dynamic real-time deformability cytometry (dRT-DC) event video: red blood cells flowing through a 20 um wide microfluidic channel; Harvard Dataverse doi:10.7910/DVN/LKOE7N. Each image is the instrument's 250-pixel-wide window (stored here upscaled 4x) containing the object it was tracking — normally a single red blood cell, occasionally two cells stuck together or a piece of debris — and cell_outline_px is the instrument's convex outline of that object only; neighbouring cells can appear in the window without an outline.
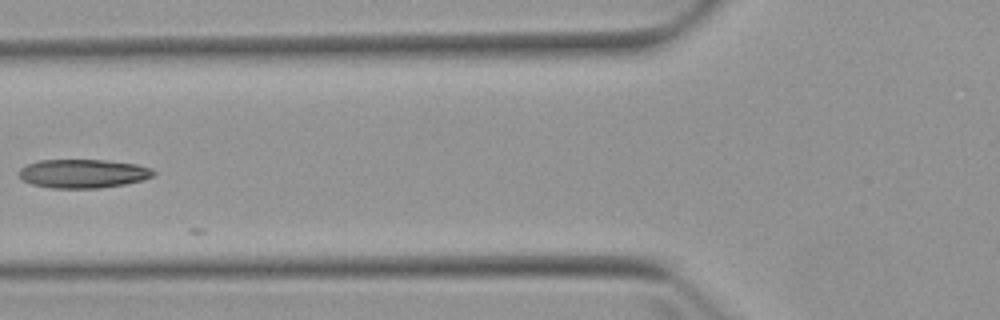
{"species": "Egyptian fruit bat (a non-hibernating species)", "species_latin": "Rousettus aegyptiacus", "temperature_condition": "warm", "stored_images_in_passage": 7, "camera_frame_rate_fps": 3000, "um_per_image_px": 0.085, "animal": {"sex": "female"}, "frame": {"image": 1, "passage_image": 6, "time_ms": 6.0, "image_size_px": [1000, 320], "cell_outline_px": [[156, 172], [152, 176], [140, 180], [124, 184], [100, 188], [52, 188], [32, 184], [24, 180], [16, 172], [20, 168], [28, 164], [40, 160], [108, 160], [136, 164], [152, 168]], "centroid_in_image_um": [7.05, 14.75], "position_along_channel_um": 118.8, "area_um2": 22.48}}